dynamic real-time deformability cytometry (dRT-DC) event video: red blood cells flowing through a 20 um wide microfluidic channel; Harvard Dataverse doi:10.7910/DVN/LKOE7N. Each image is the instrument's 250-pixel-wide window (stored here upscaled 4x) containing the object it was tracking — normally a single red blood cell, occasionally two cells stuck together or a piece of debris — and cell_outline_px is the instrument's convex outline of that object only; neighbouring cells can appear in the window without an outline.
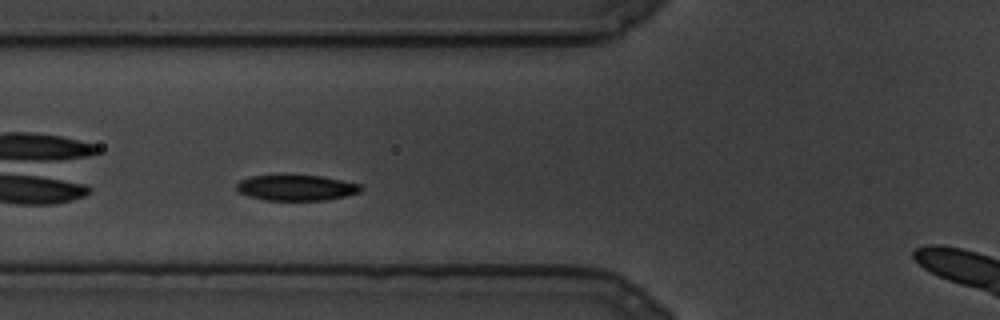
{"species": "common noctule bat (a hibernating species)", "species_latin": "Nyctalus noctula", "temperature_condition": "cold", "stored_images_in_passage": 62, "camera_frame_rate_fps": 3000, "um_per_image_px": 0.085, "animal": {"sex": "male", "body_mass_g": 19.5, "forearm_length_mm": 54.6}, "frame": {"image": 1, "passage_image": 6, "time_ms": 1.667, "image_size_px": [1000, 320], "cell_outline_px": [[360, 192], [344, 196], [324, 200], [268, 200], [248, 196], [236, 192], [236, 184], [240, 180], [248, 176], [284, 172], [320, 176], [360, 184]], "centroid_in_image_um": [25.06, 15.9], "position_along_channel_um": 100.7, "area_um2": 19.31}}
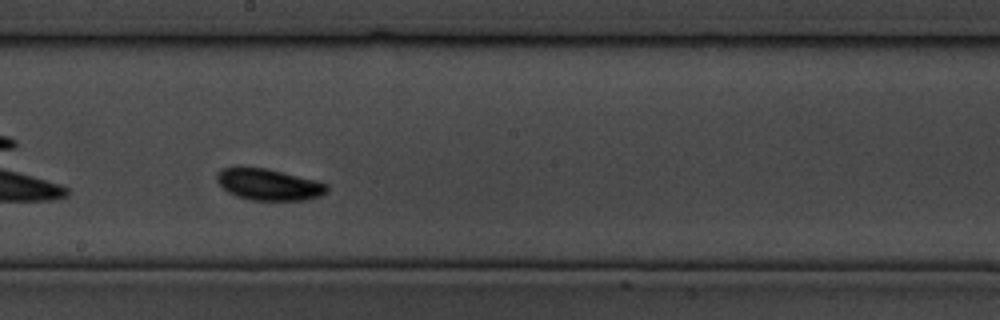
{"frame": {"image": 2, "passage_image": 28, "time_ms": 9.0, "image_size_px": [1000, 320], "cell_outline_px": [[328, 188], [320, 196], [304, 200], [252, 200], [236, 196], [228, 192], [216, 180], [216, 172], [220, 168], [264, 168], [320, 180], [328, 184]], "centroid_in_image_um": [22.86, 15.68], "position_along_channel_um": 225.3, "area_um2": 20.11}}
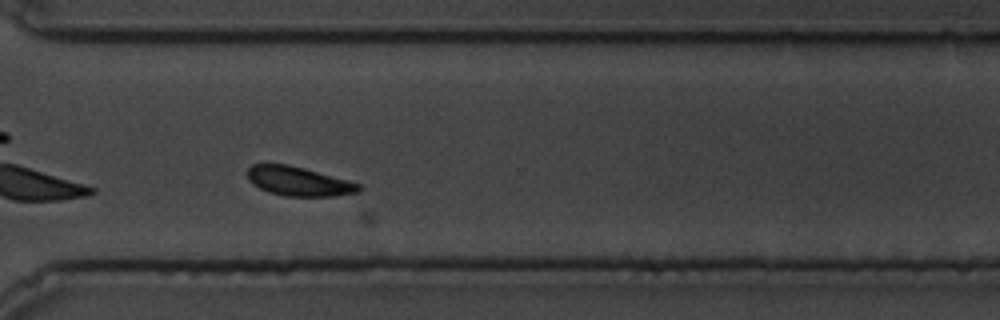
{"frame": {"image": 3, "passage_image": 49, "time_ms": 16.0, "image_size_px": [1000, 320], "cell_outline_px": [[360, 192], [332, 196], [284, 196], [268, 192], [252, 184], [248, 180], [248, 168], [252, 164], [288, 164], [304, 168], [348, 180], [360, 184]], "centroid_in_image_um": [25.36, 15.41], "position_along_channel_um": 345.2, "area_um2": 18.9}}